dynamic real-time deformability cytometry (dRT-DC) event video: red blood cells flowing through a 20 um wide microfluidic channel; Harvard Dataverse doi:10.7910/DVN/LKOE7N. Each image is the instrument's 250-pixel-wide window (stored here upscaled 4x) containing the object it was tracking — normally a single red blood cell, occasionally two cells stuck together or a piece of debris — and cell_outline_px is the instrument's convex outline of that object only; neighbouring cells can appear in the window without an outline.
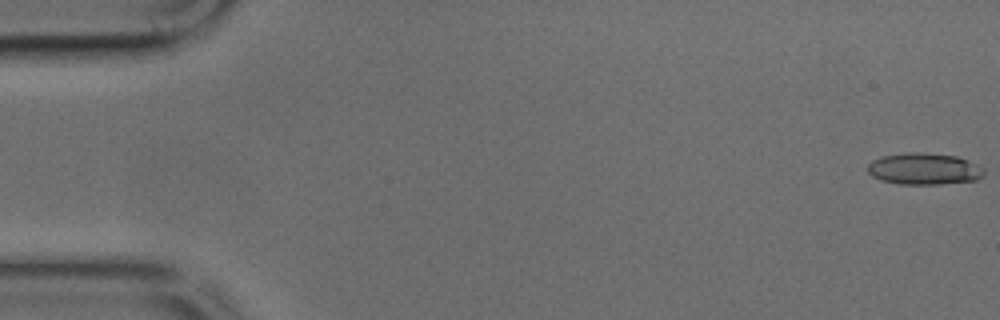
{"species": "common noctule bat (a hibernating species)", "species_latin": "Nyctalus noctula", "temperature_condition": "cold", "stored_images_in_passage": 49, "camera_frame_rate_fps": 3000, "um_per_image_px": 0.085, "animal": {"sex": "male", "body_mass_g": 17.9, "forearm_length_mm": 54.2}, "frame": {"image": 1, "passage_image": 1, "time_ms": 0.0, "image_size_px": [1000, 320], "cell_outline_px": [[984, 176], [976, 180], [936, 184], [900, 184], [880, 180], [872, 176], [868, 172], [868, 164], [872, 160], [884, 156], [904, 152], [920, 152], [956, 156], [968, 160], [984, 168]], "centroid_in_image_um": [78.54, 14.35], "position_along_channel_um": 6.5, "area_um2": 21.44}}
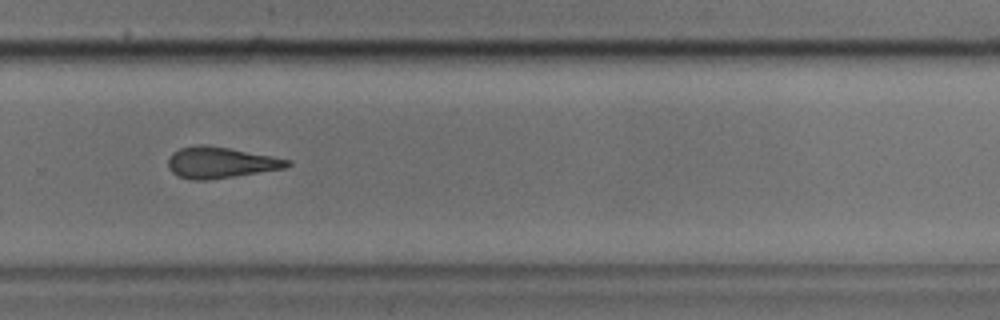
{"frame": {"image": 2, "passage_image": 33, "time_ms": 10.667, "image_size_px": [1000, 320], "cell_outline_px": [[292, 164], [288, 168], [208, 180], [192, 180], [180, 176], [172, 172], [168, 168], [168, 156], [172, 152], [180, 148], [200, 144], [208, 144], [272, 156], [292, 160]], "centroid_in_image_um": [18.76, 13.81], "position_along_channel_um": 311.0, "area_um2": 21.85}}
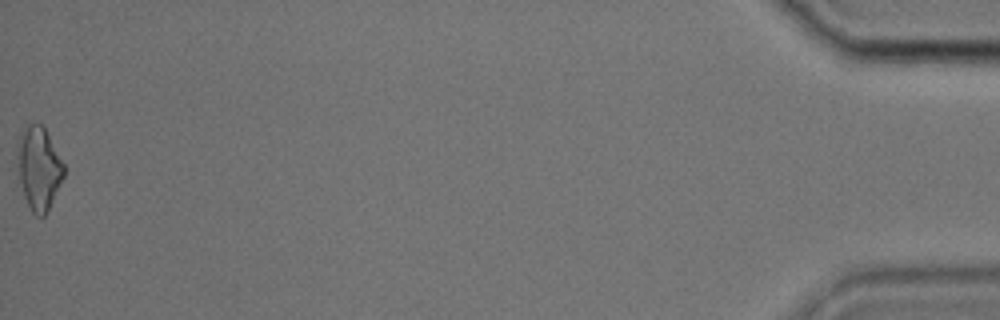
{"frame": {"image": 3, "passage_image": 49, "time_ms": 16.0, "image_size_px": [1000, 320], "cell_outline_px": [[64, 176], [48, 212], [44, 216], [36, 216], [32, 212], [24, 196], [20, 180], [16, 148], [16, 144], [20, 128], [28, 124], [40, 124], [44, 128], [64, 164]], "centroid_in_image_um": [3.28, 14.28], "position_along_channel_um": 431.9, "area_um2": 22.54}}